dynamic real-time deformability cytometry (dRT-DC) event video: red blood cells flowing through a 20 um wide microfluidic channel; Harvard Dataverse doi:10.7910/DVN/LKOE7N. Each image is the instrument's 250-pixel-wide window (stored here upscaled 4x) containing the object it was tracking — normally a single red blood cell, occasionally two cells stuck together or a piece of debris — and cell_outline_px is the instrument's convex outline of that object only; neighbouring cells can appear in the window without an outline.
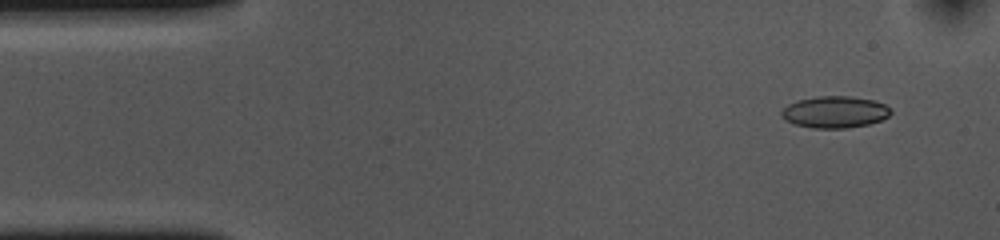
{"species": "common noctule bat (a hibernating species)", "species_latin": "Nyctalus noctula", "temperature_condition": "cold", "stored_images_in_passage": 50, "camera_frame_rate_fps": 3000, "um_per_image_px": 0.085, "animal": {"sex": "female", "body_mass_g": 10.0, "forearm_length_mm": 53.1}, "frame": {"image": 1, "passage_image": 4, "time_ms": 1.0, "image_size_px": [1000, 240], "cell_outline_px": [[892, 112], [888, 116], [880, 120], [868, 124], [848, 128], [812, 128], [796, 124], [780, 116], [780, 112], [788, 104], [796, 100], [816, 96], [848, 96], [872, 100], [884, 104]], "centroid_in_image_um": [70.93, 9.52], "position_along_channel_um": 14.1, "area_um2": 20.06}}
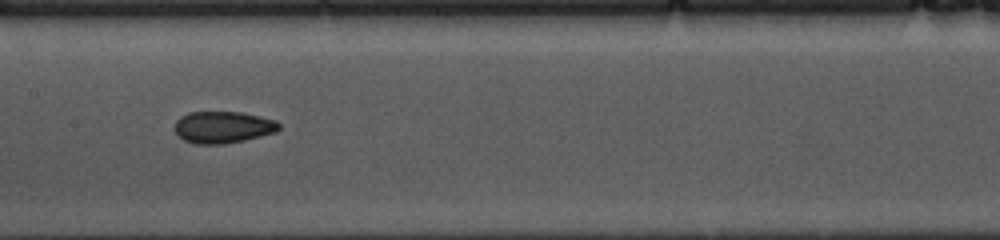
{"frame": {"image": 2, "passage_image": 25, "time_ms": 8.0, "image_size_px": [1000, 240], "cell_outline_px": [[280, 128], [276, 132], [244, 140], [224, 144], [196, 144], [184, 140], [172, 128], [176, 120], [180, 116], [188, 112], [240, 112], [260, 116], [276, 120], [280, 124]], "centroid_in_image_um": [18.93, 10.8], "position_along_channel_um": 188.5, "area_um2": 19.48}}
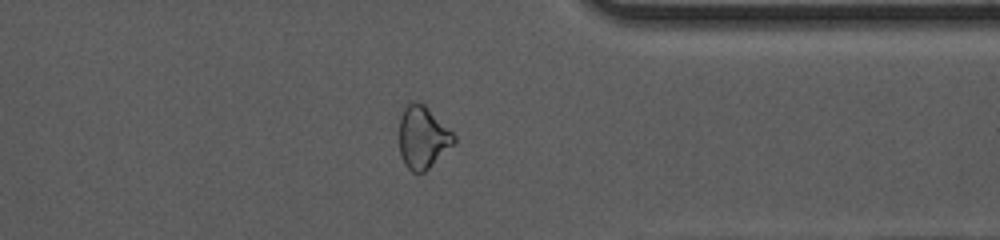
{"frame": {"image": 3, "passage_image": 41, "time_ms": 13.333, "image_size_px": [1000, 240], "cell_outline_px": [[456, 144], [424, 172], [412, 172], [404, 164], [400, 156], [400, 116], [404, 104], [408, 100], [416, 100], [424, 104], [456, 136]], "centroid_in_image_um": [35.93, 11.65], "position_along_channel_um": 375.5, "area_um2": 20.23}}